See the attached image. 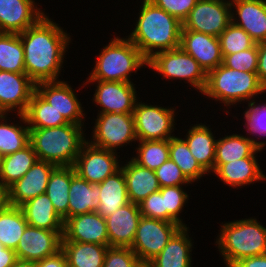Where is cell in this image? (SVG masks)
Returning <instances> with one entry per match:
<instances>
[{
    "instance_id": "cell-35",
    "label": "cell",
    "mask_w": 266,
    "mask_h": 267,
    "mask_svg": "<svg viewBox=\"0 0 266 267\" xmlns=\"http://www.w3.org/2000/svg\"><path fill=\"white\" fill-rule=\"evenodd\" d=\"M37 161V154L31 144L22 150L3 156L0 183L11 186L22 178Z\"/></svg>"
},
{
    "instance_id": "cell-47",
    "label": "cell",
    "mask_w": 266,
    "mask_h": 267,
    "mask_svg": "<svg viewBox=\"0 0 266 267\" xmlns=\"http://www.w3.org/2000/svg\"><path fill=\"white\" fill-rule=\"evenodd\" d=\"M156 6L177 18L181 23L188 17L198 0H150Z\"/></svg>"
},
{
    "instance_id": "cell-43",
    "label": "cell",
    "mask_w": 266,
    "mask_h": 267,
    "mask_svg": "<svg viewBox=\"0 0 266 267\" xmlns=\"http://www.w3.org/2000/svg\"><path fill=\"white\" fill-rule=\"evenodd\" d=\"M223 64L231 69L257 73L258 44L252 48L237 53L226 55Z\"/></svg>"
},
{
    "instance_id": "cell-51",
    "label": "cell",
    "mask_w": 266,
    "mask_h": 267,
    "mask_svg": "<svg viewBox=\"0 0 266 267\" xmlns=\"http://www.w3.org/2000/svg\"><path fill=\"white\" fill-rule=\"evenodd\" d=\"M17 260L16 252L9 248L0 250V267H11Z\"/></svg>"
},
{
    "instance_id": "cell-38",
    "label": "cell",
    "mask_w": 266,
    "mask_h": 267,
    "mask_svg": "<svg viewBox=\"0 0 266 267\" xmlns=\"http://www.w3.org/2000/svg\"><path fill=\"white\" fill-rule=\"evenodd\" d=\"M265 101V99L263 102L262 100L259 101L255 98L251 102L245 103L247 105L245 106L246 110L241 114L245 119L243 126L244 129H246L245 131H247V138L261 151H263V149L265 150L266 147V141H260L262 138H266Z\"/></svg>"
},
{
    "instance_id": "cell-53",
    "label": "cell",
    "mask_w": 266,
    "mask_h": 267,
    "mask_svg": "<svg viewBox=\"0 0 266 267\" xmlns=\"http://www.w3.org/2000/svg\"><path fill=\"white\" fill-rule=\"evenodd\" d=\"M11 267H37L36 261L17 259Z\"/></svg>"
},
{
    "instance_id": "cell-8",
    "label": "cell",
    "mask_w": 266,
    "mask_h": 267,
    "mask_svg": "<svg viewBox=\"0 0 266 267\" xmlns=\"http://www.w3.org/2000/svg\"><path fill=\"white\" fill-rule=\"evenodd\" d=\"M93 123L87 141L96 147L120 153L118 149L138 141L133 113H97Z\"/></svg>"
},
{
    "instance_id": "cell-10",
    "label": "cell",
    "mask_w": 266,
    "mask_h": 267,
    "mask_svg": "<svg viewBox=\"0 0 266 267\" xmlns=\"http://www.w3.org/2000/svg\"><path fill=\"white\" fill-rule=\"evenodd\" d=\"M89 84L96 85L91 100L97 108L100 107L98 113H133L135 104L140 98L136 90L138 87H135L134 83L84 80L82 86L79 85L81 88H86Z\"/></svg>"
},
{
    "instance_id": "cell-40",
    "label": "cell",
    "mask_w": 266,
    "mask_h": 267,
    "mask_svg": "<svg viewBox=\"0 0 266 267\" xmlns=\"http://www.w3.org/2000/svg\"><path fill=\"white\" fill-rule=\"evenodd\" d=\"M133 147V156H130L136 163L155 171L169 158V140L137 141ZM135 151V152H134Z\"/></svg>"
},
{
    "instance_id": "cell-50",
    "label": "cell",
    "mask_w": 266,
    "mask_h": 267,
    "mask_svg": "<svg viewBox=\"0 0 266 267\" xmlns=\"http://www.w3.org/2000/svg\"><path fill=\"white\" fill-rule=\"evenodd\" d=\"M232 267H266V254L243 258Z\"/></svg>"
},
{
    "instance_id": "cell-23",
    "label": "cell",
    "mask_w": 266,
    "mask_h": 267,
    "mask_svg": "<svg viewBox=\"0 0 266 267\" xmlns=\"http://www.w3.org/2000/svg\"><path fill=\"white\" fill-rule=\"evenodd\" d=\"M126 158L127 160L124 155L126 162L122 160L120 168L125 177L129 201L138 205L150 194L158 192L161 187L155 171L139 165L131 157Z\"/></svg>"
},
{
    "instance_id": "cell-16",
    "label": "cell",
    "mask_w": 266,
    "mask_h": 267,
    "mask_svg": "<svg viewBox=\"0 0 266 267\" xmlns=\"http://www.w3.org/2000/svg\"><path fill=\"white\" fill-rule=\"evenodd\" d=\"M63 233L27 225L15 250L17 259L39 261L54 255L62 249Z\"/></svg>"
},
{
    "instance_id": "cell-49",
    "label": "cell",
    "mask_w": 266,
    "mask_h": 267,
    "mask_svg": "<svg viewBox=\"0 0 266 267\" xmlns=\"http://www.w3.org/2000/svg\"><path fill=\"white\" fill-rule=\"evenodd\" d=\"M257 75L266 88V41L258 43Z\"/></svg>"
},
{
    "instance_id": "cell-1",
    "label": "cell",
    "mask_w": 266,
    "mask_h": 267,
    "mask_svg": "<svg viewBox=\"0 0 266 267\" xmlns=\"http://www.w3.org/2000/svg\"><path fill=\"white\" fill-rule=\"evenodd\" d=\"M19 36L24 48L26 74L35 83L61 80L72 35L46 13Z\"/></svg>"
},
{
    "instance_id": "cell-36",
    "label": "cell",
    "mask_w": 266,
    "mask_h": 267,
    "mask_svg": "<svg viewBox=\"0 0 266 267\" xmlns=\"http://www.w3.org/2000/svg\"><path fill=\"white\" fill-rule=\"evenodd\" d=\"M169 156L192 184L209 175L193 157L182 136L175 135L169 139Z\"/></svg>"
},
{
    "instance_id": "cell-28",
    "label": "cell",
    "mask_w": 266,
    "mask_h": 267,
    "mask_svg": "<svg viewBox=\"0 0 266 267\" xmlns=\"http://www.w3.org/2000/svg\"><path fill=\"white\" fill-rule=\"evenodd\" d=\"M28 225L50 231H64V220L55 211L46 193L20 206Z\"/></svg>"
},
{
    "instance_id": "cell-52",
    "label": "cell",
    "mask_w": 266,
    "mask_h": 267,
    "mask_svg": "<svg viewBox=\"0 0 266 267\" xmlns=\"http://www.w3.org/2000/svg\"><path fill=\"white\" fill-rule=\"evenodd\" d=\"M11 206L9 187L0 183V212Z\"/></svg>"
},
{
    "instance_id": "cell-21",
    "label": "cell",
    "mask_w": 266,
    "mask_h": 267,
    "mask_svg": "<svg viewBox=\"0 0 266 267\" xmlns=\"http://www.w3.org/2000/svg\"><path fill=\"white\" fill-rule=\"evenodd\" d=\"M56 165L38 160L19 180L9 186L11 206L20 207L30 199L46 193L48 180Z\"/></svg>"
},
{
    "instance_id": "cell-30",
    "label": "cell",
    "mask_w": 266,
    "mask_h": 267,
    "mask_svg": "<svg viewBox=\"0 0 266 267\" xmlns=\"http://www.w3.org/2000/svg\"><path fill=\"white\" fill-rule=\"evenodd\" d=\"M98 185L100 194L96 212L102 217H109L118 208L130 202L125 177L121 168Z\"/></svg>"
},
{
    "instance_id": "cell-42",
    "label": "cell",
    "mask_w": 266,
    "mask_h": 267,
    "mask_svg": "<svg viewBox=\"0 0 266 267\" xmlns=\"http://www.w3.org/2000/svg\"><path fill=\"white\" fill-rule=\"evenodd\" d=\"M223 58L239 51L252 48L256 42L243 29L232 22L218 37Z\"/></svg>"
},
{
    "instance_id": "cell-3",
    "label": "cell",
    "mask_w": 266,
    "mask_h": 267,
    "mask_svg": "<svg viewBox=\"0 0 266 267\" xmlns=\"http://www.w3.org/2000/svg\"><path fill=\"white\" fill-rule=\"evenodd\" d=\"M265 93L266 88L257 73L234 70L222 63L207 73L206 86L201 95L225 106L227 110L224 107L223 113L227 114V118L232 114L231 107L251 102L257 97L259 99V96Z\"/></svg>"
},
{
    "instance_id": "cell-55",
    "label": "cell",
    "mask_w": 266,
    "mask_h": 267,
    "mask_svg": "<svg viewBox=\"0 0 266 267\" xmlns=\"http://www.w3.org/2000/svg\"><path fill=\"white\" fill-rule=\"evenodd\" d=\"M3 155L0 153V172L2 168Z\"/></svg>"
},
{
    "instance_id": "cell-12",
    "label": "cell",
    "mask_w": 266,
    "mask_h": 267,
    "mask_svg": "<svg viewBox=\"0 0 266 267\" xmlns=\"http://www.w3.org/2000/svg\"><path fill=\"white\" fill-rule=\"evenodd\" d=\"M231 22L230 0H198L182 23L181 30L219 37Z\"/></svg>"
},
{
    "instance_id": "cell-2",
    "label": "cell",
    "mask_w": 266,
    "mask_h": 267,
    "mask_svg": "<svg viewBox=\"0 0 266 267\" xmlns=\"http://www.w3.org/2000/svg\"><path fill=\"white\" fill-rule=\"evenodd\" d=\"M138 9L135 27L126 37L147 60L158 52L180 47L182 23L177 18L150 0H142Z\"/></svg>"
},
{
    "instance_id": "cell-56",
    "label": "cell",
    "mask_w": 266,
    "mask_h": 267,
    "mask_svg": "<svg viewBox=\"0 0 266 267\" xmlns=\"http://www.w3.org/2000/svg\"><path fill=\"white\" fill-rule=\"evenodd\" d=\"M5 247L0 243V250L4 249Z\"/></svg>"
},
{
    "instance_id": "cell-29",
    "label": "cell",
    "mask_w": 266,
    "mask_h": 267,
    "mask_svg": "<svg viewBox=\"0 0 266 267\" xmlns=\"http://www.w3.org/2000/svg\"><path fill=\"white\" fill-rule=\"evenodd\" d=\"M100 188L79 177L71 166V185L69 189L68 218L96 212Z\"/></svg>"
},
{
    "instance_id": "cell-25",
    "label": "cell",
    "mask_w": 266,
    "mask_h": 267,
    "mask_svg": "<svg viewBox=\"0 0 266 267\" xmlns=\"http://www.w3.org/2000/svg\"><path fill=\"white\" fill-rule=\"evenodd\" d=\"M191 125L182 138L199 165L211 175L214 173L216 138H218L215 136L216 131L213 133L211 125L206 122Z\"/></svg>"
},
{
    "instance_id": "cell-46",
    "label": "cell",
    "mask_w": 266,
    "mask_h": 267,
    "mask_svg": "<svg viewBox=\"0 0 266 267\" xmlns=\"http://www.w3.org/2000/svg\"><path fill=\"white\" fill-rule=\"evenodd\" d=\"M138 206L143 217L167 221V209L160 191L150 194Z\"/></svg>"
},
{
    "instance_id": "cell-26",
    "label": "cell",
    "mask_w": 266,
    "mask_h": 267,
    "mask_svg": "<svg viewBox=\"0 0 266 267\" xmlns=\"http://www.w3.org/2000/svg\"><path fill=\"white\" fill-rule=\"evenodd\" d=\"M190 227H181L164 249L150 261L153 267H192L194 239ZM192 255V256H191Z\"/></svg>"
},
{
    "instance_id": "cell-24",
    "label": "cell",
    "mask_w": 266,
    "mask_h": 267,
    "mask_svg": "<svg viewBox=\"0 0 266 267\" xmlns=\"http://www.w3.org/2000/svg\"><path fill=\"white\" fill-rule=\"evenodd\" d=\"M259 157H247L230 163L222 164L212 174L220 179V182L228 185L229 188H243L249 185L265 182L266 174L261 169L258 159ZM248 185V186H247Z\"/></svg>"
},
{
    "instance_id": "cell-31",
    "label": "cell",
    "mask_w": 266,
    "mask_h": 267,
    "mask_svg": "<svg viewBox=\"0 0 266 267\" xmlns=\"http://www.w3.org/2000/svg\"><path fill=\"white\" fill-rule=\"evenodd\" d=\"M10 115L0 113V153L3 156L22 150L30 144V129L24 115L12 114L16 115L14 119ZM17 117L20 121L14 123Z\"/></svg>"
},
{
    "instance_id": "cell-48",
    "label": "cell",
    "mask_w": 266,
    "mask_h": 267,
    "mask_svg": "<svg viewBox=\"0 0 266 267\" xmlns=\"http://www.w3.org/2000/svg\"><path fill=\"white\" fill-rule=\"evenodd\" d=\"M37 267H68L66 254L61 249L54 255L48 256L44 259L36 261Z\"/></svg>"
},
{
    "instance_id": "cell-33",
    "label": "cell",
    "mask_w": 266,
    "mask_h": 267,
    "mask_svg": "<svg viewBox=\"0 0 266 267\" xmlns=\"http://www.w3.org/2000/svg\"><path fill=\"white\" fill-rule=\"evenodd\" d=\"M70 185L71 166H56L50 174L46 194L64 222L68 219Z\"/></svg>"
},
{
    "instance_id": "cell-17",
    "label": "cell",
    "mask_w": 266,
    "mask_h": 267,
    "mask_svg": "<svg viewBox=\"0 0 266 267\" xmlns=\"http://www.w3.org/2000/svg\"><path fill=\"white\" fill-rule=\"evenodd\" d=\"M35 1L0 0V32L20 34L34 25L46 14Z\"/></svg>"
},
{
    "instance_id": "cell-37",
    "label": "cell",
    "mask_w": 266,
    "mask_h": 267,
    "mask_svg": "<svg viewBox=\"0 0 266 267\" xmlns=\"http://www.w3.org/2000/svg\"><path fill=\"white\" fill-rule=\"evenodd\" d=\"M27 225L20 207L10 206L0 212V243L15 251Z\"/></svg>"
},
{
    "instance_id": "cell-27",
    "label": "cell",
    "mask_w": 266,
    "mask_h": 267,
    "mask_svg": "<svg viewBox=\"0 0 266 267\" xmlns=\"http://www.w3.org/2000/svg\"><path fill=\"white\" fill-rule=\"evenodd\" d=\"M260 152V153H259ZM259 150L247 135L240 133H227L217 138L214 161V172L225 163H230L247 157H258Z\"/></svg>"
},
{
    "instance_id": "cell-22",
    "label": "cell",
    "mask_w": 266,
    "mask_h": 267,
    "mask_svg": "<svg viewBox=\"0 0 266 267\" xmlns=\"http://www.w3.org/2000/svg\"><path fill=\"white\" fill-rule=\"evenodd\" d=\"M141 217L139 206L129 202L105 218L109 247H131Z\"/></svg>"
},
{
    "instance_id": "cell-6",
    "label": "cell",
    "mask_w": 266,
    "mask_h": 267,
    "mask_svg": "<svg viewBox=\"0 0 266 267\" xmlns=\"http://www.w3.org/2000/svg\"><path fill=\"white\" fill-rule=\"evenodd\" d=\"M120 36L114 35L100 49L86 80L134 83L133 73L148 67V60L140 50L127 37Z\"/></svg>"
},
{
    "instance_id": "cell-7",
    "label": "cell",
    "mask_w": 266,
    "mask_h": 267,
    "mask_svg": "<svg viewBox=\"0 0 266 267\" xmlns=\"http://www.w3.org/2000/svg\"><path fill=\"white\" fill-rule=\"evenodd\" d=\"M148 68L162 76L163 81L179 80V83L189 84L198 94L205 89L207 73L181 47L156 53L148 60Z\"/></svg>"
},
{
    "instance_id": "cell-32",
    "label": "cell",
    "mask_w": 266,
    "mask_h": 267,
    "mask_svg": "<svg viewBox=\"0 0 266 267\" xmlns=\"http://www.w3.org/2000/svg\"><path fill=\"white\" fill-rule=\"evenodd\" d=\"M109 245L82 242H62L68 267H103Z\"/></svg>"
},
{
    "instance_id": "cell-39",
    "label": "cell",
    "mask_w": 266,
    "mask_h": 267,
    "mask_svg": "<svg viewBox=\"0 0 266 267\" xmlns=\"http://www.w3.org/2000/svg\"><path fill=\"white\" fill-rule=\"evenodd\" d=\"M0 70L26 73L24 48L19 34L0 32Z\"/></svg>"
},
{
    "instance_id": "cell-44",
    "label": "cell",
    "mask_w": 266,
    "mask_h": 267,
    "mask_svg": "<svg viewBox=\"0 0 266 267\" xmlns=\"http://www.w3.org/2000/svg\"><path fill=\"white\" fill-rule=\"evenodd\" d=\"M155 173L160 187L192 185L170 158L157 168Z\"/></svg>"
},
{
    "instance_id": "cell-11",
    "label": "cell",
    "mask_w": 266,
    "mask_h": 267,
    "mask_svg": "<svg viewBox=\"0 0 266 267\" xmlns=\"http://www.w3.org/2000/svg\"><path fill=\"white\" fill-rule=\"evenodd\" d=\"M181 227L177 223L142 216L130 248L141 262H150Z\"/></svg>"
},
{
    "instance_id": "cell-15",
    "label": "cell",
    "mask_w": 266,
    "mask_h": 267,
    "mask_svg": "<svg viewBox=\"0 0 266 267\" xmlns=\"http://www.w3.org/2000/svg\"><path fill=\"white\" fill-rule=\"evenodd\" d=\"M36 83L26 73L0 70V113L24 114Z\"/></svg>"
},
{
    "instance_id": "cell-19",
    "label": "cell",
    "mask_w": 266,
    "mask_h": 267,
    "mask_svg": "<svg viewBox=\"0 0 266 267\" xmlns=\"http://www.w3.org/2000/svg\"><path fill=\"white\" fill-rule=\"evenodd\" d=\"M180 47L191 55L206 73L223 63L218 37L193 30H181Z\"/></svg>"
},
{
    "instance_id": "cell-9",
    "label": "cell",
    "mask_w": 266,
    "mask_h": 267,
    "mask_svg": "<svg viewBox=\"0 0 266 267\" xmlns=\"http://www.w3.org/2000/svg\"><path fill=\"white\" fill-rule=\"evenodd\" d=\"M139 98L135 104L133 117L138 141L169 140L174 137L177 114L176 106L144 103ZM176 121V122H175Z\"/></svg>"
},
{
    "instance_id": "cell-54",
    "label": "cell",
    "mask_w": 266,
    "mask_h": 267,
    "mask_svg": "<svg viewBox=\"0 0 266 267\" xmlns=\"http://www.w3.org/2000/svg\"><path fill=\"white\" fill-rule=\"evenodd\" d=\"M136 267H153L150 262H139Z\"/></svg>"
},
{
    "instance_id": "cell-20",
    "label": "cell",
    "mask_w": 266,
    "mask_h": 267,
    "mask_svg": "<svg viewBox=\"0 0 266 267\" xmlns=\"http://www.w3.org/2000/svg\"><path fill=\"white\" fill-rule=\"evenodd\" d=\"M232 23L258 44L266 41V0H230Z\"/></svg>"
},
{
    "instance_id": "cell-18",
    "label": "cell",
    "mask_w": 266,
    "mask_h": 267,
    "mask_svg": "<svg viewBox=\"0 0 266 267\" xmlns=\"http://www.w3.org/2000/svg\"><path fill=\"white\" fill-rule=\"evenodd\" d=\"M62 242L109 245L106 220L97 212L68 218L64 222Z\"/></svg>"
},
{
    "instance_id": "cell-45",
    "label": "cell",
    "mask_w": 266,
    "mask_h": 267,
    "mask_svg": "<svg viewBox=\"0 0 266 267\" xmlns=\"http://www.w3.org/2000/svg\"><path fill=\"white\" fill-rule=\"evenodd\" d=\"M139 262L130 247H108L103 267H136Z\"/></svg>"
},
{
    "instance_id": "cell-13",
    "label": "cell",
    "mask_w": 266,
    "mask_h": 267,
    "mask_svg": "<svg viewBox=\"0 0 266 267\" xmlns=\"http://www.w3.org/2000/svg\"><path fill=\"white\" fill-rule=\"evenodd\" d=\"M120 153L96 147L86 141L73 164L75 173L90 182L99 184L120 169Z\"/></svg>"
},
{
    "instance_id": "cell-14",
    "label": "cell",
    "mask_w": 266,
    "mask_h": 267,
    "mask_svg": "<svg viewBox=\"0 0 266 267\" xmlns=\"http://www.w3.org/2000/svg\"><path fill=\"white\" fill-rule=\"evenodd\" d=\"M69 83L64 79L39 82L36 83V92L60 112L69 123L87 125L85 105H82L81 99L78 98L76 87L73 89Z\"/></svg>"
},
{
    "instance_id": "cell-41",
    "label": "cell",
    "mask_w": 266,
    "mask_h": 267,
    "mask_svg": "<svg viewBox=\"0 0 266 267\" xmlns=\"http://www.w3.org/2000/svg\"><path fill=\"white\" fill-rule=\"evenodd\" d=\"M188 186L190 185L161 187L159 190L162 197H164L165 209H167V221L177 223L182 227L188 226L181 219L182 212L185 211L184 206L186 207V204L190 200L191 193L188 194V191L185 189Z\"/></svg>"
},
{
    "instance_id": "cell-34",
    "label": "cell",
    "mask_w": 266,
    "mask_h": 267,
    "mask_svg": "<svg viewBox=\"0 0 266 267\" xmlns=\"http://www.w3.org/2000/svg\"><path fill=\"white\" fill-rule=\"evenodd\" d=\"M23 115L29 128H50L69 124L65 117L36 91Z\"/></svg>"
},
{
    "instance_id": "cell-5",
    "label": "cell",
    "mask_w": 266,
    "mask_h": 267,
    "mask_svg": "<svg viewBox=\"0 0 266 267\" xmlns=\"http://www.w3.org/2000/svg\"><path fill=\"white\" fill-rule=\"evenodd\" d=\"M30 144L38 160L56 166H73L87 141L85 124H64L50 128H29Z\"/></svg>"
},
{
    "instance_id": "cell-4",
    "label": "cell",
    "mask_w": 266,
    "mask_h": 267,
    "mask_svg": "<svg viewBox=\"0 0 266 267\" xmlns=\"http://www.w3.org/2000/svg\"><path fill=\"white\" fill-rule=\"evenodd\" d=\"M219 226L214 244L224 267H232L243 258L266 254V226L257 218L224 221Z\"/></svg>"
}]
</instances>
